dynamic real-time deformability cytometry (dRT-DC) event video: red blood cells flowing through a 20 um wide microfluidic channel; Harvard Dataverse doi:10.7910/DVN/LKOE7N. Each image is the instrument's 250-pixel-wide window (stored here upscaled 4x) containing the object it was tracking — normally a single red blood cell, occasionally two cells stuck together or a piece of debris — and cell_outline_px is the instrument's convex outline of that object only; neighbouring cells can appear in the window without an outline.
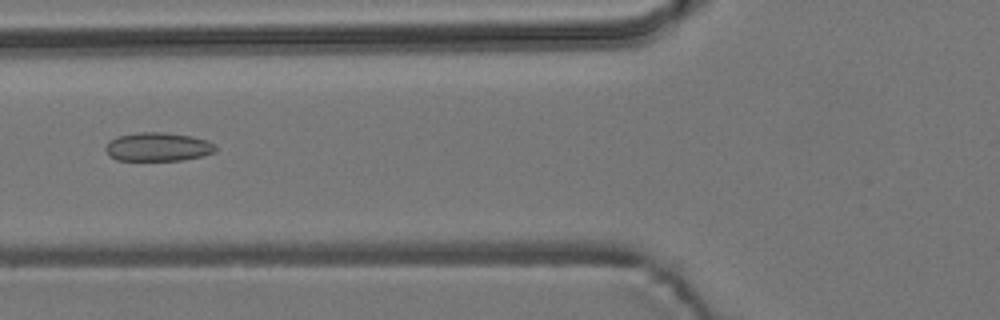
{"species": "common noctule bat (a hibernating species)", "species_latin": "Nyctalus noctula", "temperature_condition": "room temperature", "stored_images_in_passage": 55, "camera_frame_rate_fps": 3000, "um_per_image_px": 0.085, "animal": {"sex": "male", "body_mass_g": 19.2, "forearm_length_mm": 51.8}, "frame": {"image": 1, "passage_image": 21, "time_ms": 6.667, "image_size_px": [1000, 320], "cell_outline_px": [[216, 152], [204, 156], [180, 160], [116, 160], [108, 156], [104, 148], [108, 140], [116, 136], [136, 132], [164, 132], [192, 136], [208, 140], [216, 144]], "centroid_in_image_um": [13.41, 12.47], "position_along_channel_um": 112.4, "area_um2": 18.79}}
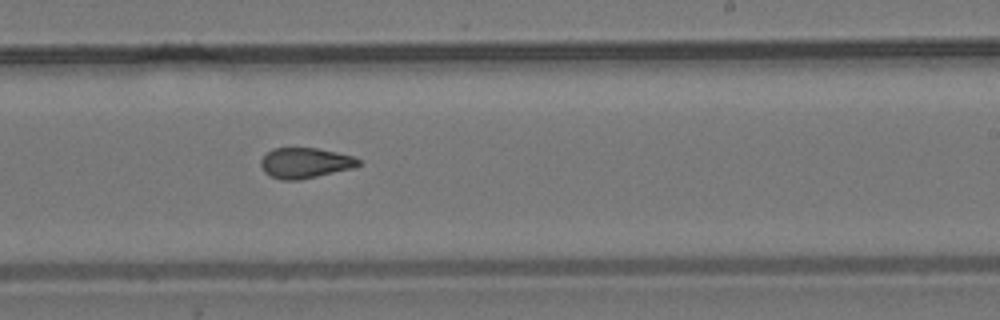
{"frame": {"image": 2, "passage_image": 33, "time_ms": 10.667, "image_size_px": [1000, 320], "cell_outline_px": [[360, 164], [356, 168], [300, 180], [284, 180], [272, 176], [264, 172], [260, 164], [260, 160], [272, 148], [316, 148], [336, 152], [352, 156], [360, 160]], "centroid_in_image_um": [25.95, 13.85], "position_along_channel_um": 263.0, "area_um2": 17.34}}
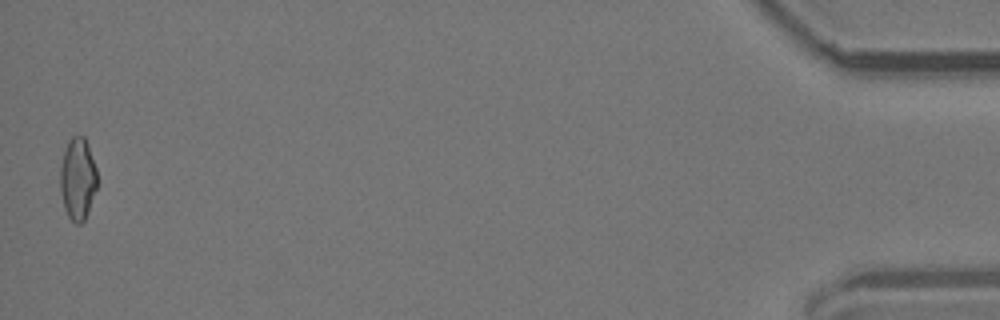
{"frame": {"image": 3, "passage_image": 54, "time_ms": 17.667, "image_size_px": [1000, 320], "cell_outline_px": [[96, 188], [84, 220], [80, 224], [76, 224], [68, 216], [64, 208], [60, 192], [60, 168], [64, 152], [68, 140], [72, 136], [84, 136], [88, 144], [96, 168]], "centroid_in_image_um": [6.58, 15.18], "position_along_channel_um": 428.6, "area_um2": 17.51}, "authors_computed_cell_mechanics": {"area_um2": 18.0336, "velocity_mm_per_s": 3.7649, "shape_relaxation_time_tau1_ms": null, "shape_relaxation_time_tau2_ms": 2.1879, "deformation_change_tau1": null, "deformation_change_tau2": 0.0952}}